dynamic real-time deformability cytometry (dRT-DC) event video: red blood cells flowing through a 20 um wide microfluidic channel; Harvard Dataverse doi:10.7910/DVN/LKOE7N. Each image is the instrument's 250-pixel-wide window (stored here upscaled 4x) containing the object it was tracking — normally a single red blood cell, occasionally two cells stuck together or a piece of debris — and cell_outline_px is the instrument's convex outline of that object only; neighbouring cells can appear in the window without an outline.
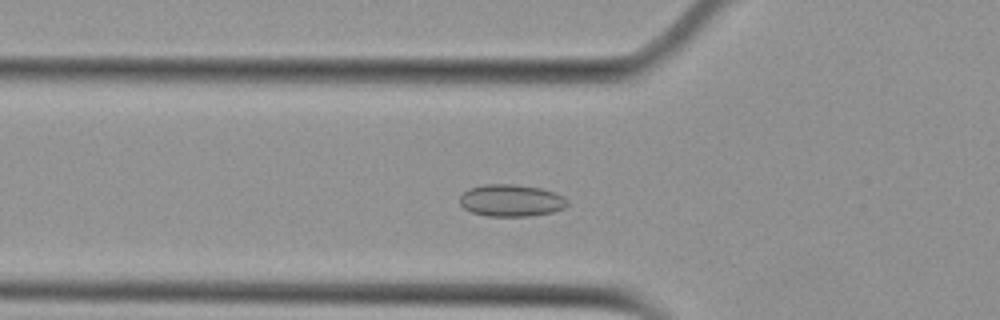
{"species": "Egyptian fruit bat (a non-hibernating species)", "species_latin": "Rousettus aegyptiacus", "temperature_condition": "cold", "stored_images_in_passage": 51, "camera_frame_rate_fps": 3000, "um_per_image_px": 0.085, "animal": {"sex": "female"}, "frame": {"image": 1, "passage_image": 15, "time_ms": 4.667, "image_size_px": [1000, 320], "cell_outline_px": [[568, 204], [564, 208], [552, 212], [528, 216], [488, 216], [472, 212], [464, 208], [460, 204], [460, 196], [468, 188], [484, 184], [512, 184], [540, 188], [556, 192], [564, 196], [568, 200]], "centroid_in_image_um": [43.46, 17.03], "position_along_channel_um": 82.3, "area_um2": 20.17}}
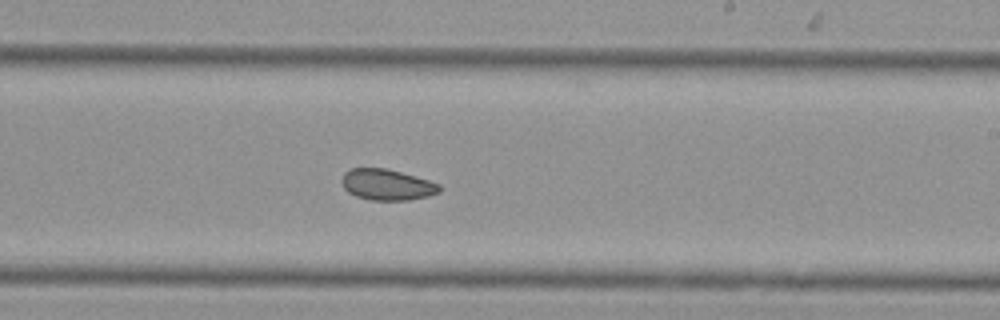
{"frame": {"image": 2, "passage_image": 29, "time_ms": 9.333, "image_size_px": [1000, 320], "cell_outline_px": [[440, 192], [428, 196], [408, 200], [372, 200], [356, 196], [348, 192], [344, 188], [340, 180], [344, 172], [352, 168], [388, 168], [428, 180], [440, 184]], "centroid_in_image_um": [32.87, 15.69], "position_along_channel_um": 256.1, "area_um2": 17.69}}
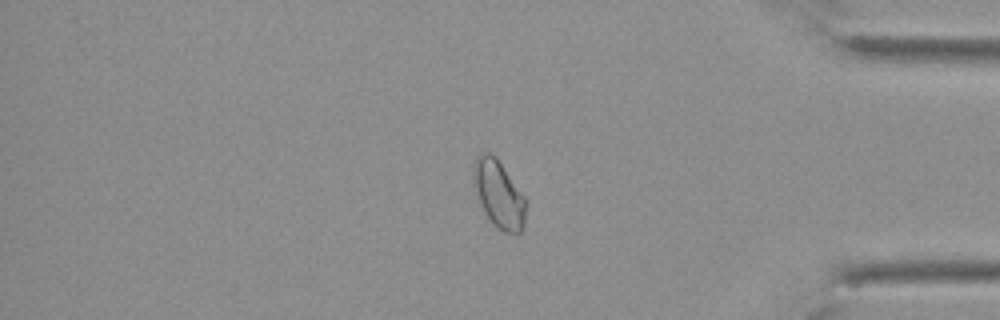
{"frame": {"image": 3, "passage_image": 42, "time_ms": 13.667, "image_size_px": [1000, 320], "cell_outline_px": [[528, 204], [524, 224], [520, 232], [504, 232], [496, 228], [492, 224], [484, 212], [472, 176], [472, 168], [476, 156], [480, 152], [488, 152], [496, 156], [524, 196]], "centroid_in_image_um": [42.4, 16.48], "position_along_channel_um": 392.8, "area_um2": 20.63}, "authors_computed_cell_mechanics": {"area_um2": 19.8832, "velocity_mm_per_s": 3.7255, "shape_relaxation_time_tau1_ms": null, "shape_relaxation_time_tau2_ms": 3.2925, "deformation_change_tau1": null, "deformation_change_tau2": 0.0563}}